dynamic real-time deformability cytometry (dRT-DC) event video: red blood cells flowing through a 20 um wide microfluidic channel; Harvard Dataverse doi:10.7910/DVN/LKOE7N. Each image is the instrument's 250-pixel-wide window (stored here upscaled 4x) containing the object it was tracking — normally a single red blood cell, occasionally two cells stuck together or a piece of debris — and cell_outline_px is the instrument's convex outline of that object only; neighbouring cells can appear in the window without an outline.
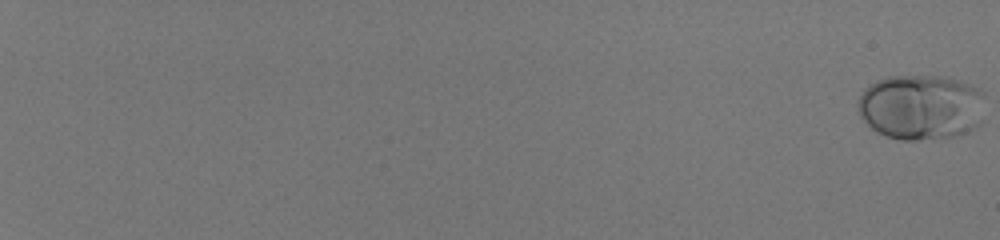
{"species": "human", "species_latin": "Homo sapiens", "temperature_condition": "room temperature", "stored_images_in_passage": 57, "camera_frame_rate_fps": 3000, "um_per_image_px": 0.085, "donor": {"sex": "male"}, "frame": {"image": 1, "passage_image": 1, "time_ms": 0.0, "image_size_px": [1000, 240], "cell_outline_px": [[984, 96], [980, 124], [956, 136], [916, 140], [900, 140], [888, 136], [872, 128], [860, 116], [856, 108], [856, 104], [864, 88], [876, 80], [888, 76], [936, 76], [960, 80], [972, 84], [980, 88], [984, 92]], "centroid_in_image_um": [78.28, 9.08], "position_along_channel_um": 6.7, "area_um2": 48.67}}
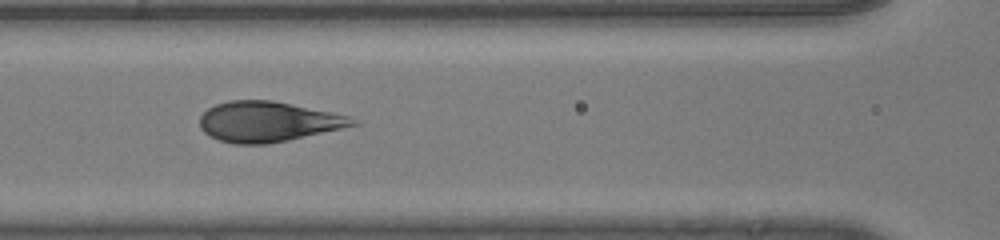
{"frame": {"image": 2, "passage_image": 33, "time_ms": 10.667, "image_size_px": [1000, 240], "cell_outline_px": [[360, 124], [288, 140], [268, 144], [232, 144], [220, 140], [204, 132], [200, 128], [200, 116], [208, 108], [216, 104], [228, 100], [272, 100], [352, 116]], "centroid_in_image_um": [22.78, 10.34], "position_along_channel_um": 143.8, "area_um2": 35.84}}
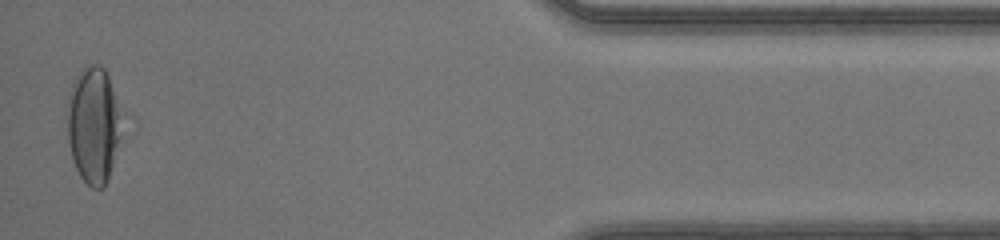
{"frame": {"image": 3, "passage_image": 57, "time_ms": 18.667, "image_size_px": [1000, 240], "cell_outline_px": [[120, 136], [112, 164], [104, 188], [92, 188], [80, 176], [72, 160], [68, 144], [64, 108], [68, 92], [80, 68], [88, 64], [100, 64], [104, 68], [108, 76], [120, 116]], "centroid_in_image_um": [7.85, 10.58], "position_along_channel_um": 427.3, "area_um2": 37.17}}